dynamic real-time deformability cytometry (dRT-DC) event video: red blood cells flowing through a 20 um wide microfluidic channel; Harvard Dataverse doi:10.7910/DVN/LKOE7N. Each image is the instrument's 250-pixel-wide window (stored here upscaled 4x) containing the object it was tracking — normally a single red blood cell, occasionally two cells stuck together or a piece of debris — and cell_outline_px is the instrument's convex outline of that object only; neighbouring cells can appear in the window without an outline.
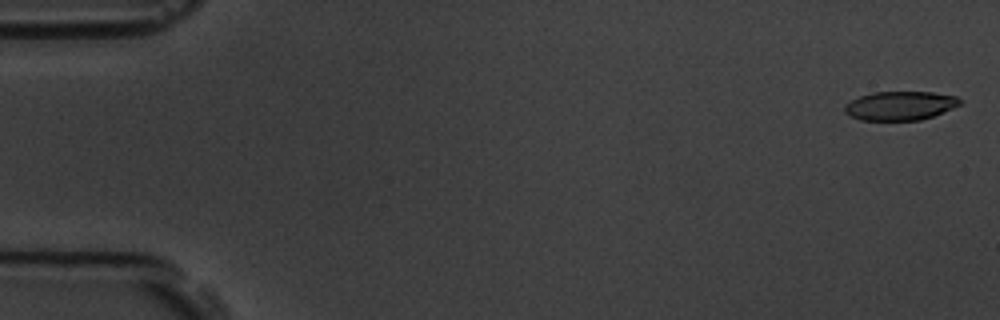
{"species": "common noctule bat (a hibernating species)", "species_latin": "Nyctalus noctula", "temperature_condition": "room temperature", "stored_images_in_passage": 5, "camera_frame_rate_fps": 3000, "um_per_image_px": 0.085, "animal": {"sex": "male", "body_mass_g": 19.5, "forearm_length_mm": 54.6}, "frame": {"image": 1, "passage_image": 1, "time_ms": 0.0, "image_size_px": [1000, 320], "cell_outline_px": [[960, 104], [932, 116], [920, 120], [860, 120], [844, 112], [844, 104], [860, 96], [872, 92], [932, 92], [956, 96], [960, 100]], "centroid_in_image_um": [76.46, 8.98], "position_along_channel_um": 8.5, "area_um2": 19.19}}
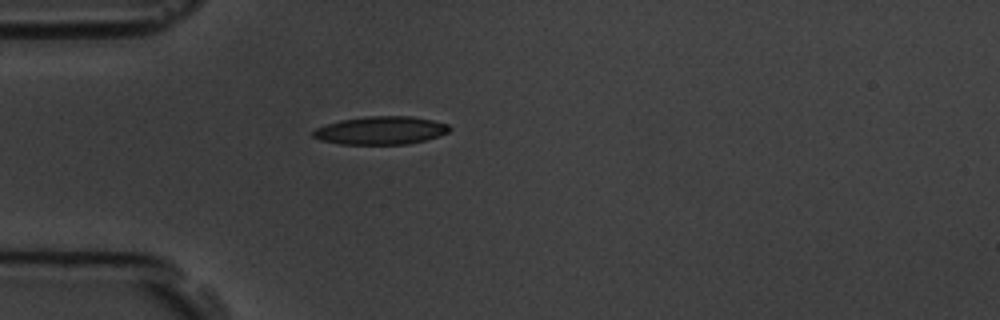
{"frame": {"image": 2, "passage_image": 5, "time_ms": 4.667, "image_size_px": [1000, 320], "cell_outline_px": [[452, 128], [448, 132], [440, 136], [408, 144], [340, 144], [320, 140], [312, 136], [312, 132], [316, 128], [324, 124], [340, 120], [368, 116], [412, 116], [432, 120], [448, 124]], "centroid_in_image_um": [32.36, 11.08], "position_along_channel_um": 52.6, "area_um2": 22.43}}